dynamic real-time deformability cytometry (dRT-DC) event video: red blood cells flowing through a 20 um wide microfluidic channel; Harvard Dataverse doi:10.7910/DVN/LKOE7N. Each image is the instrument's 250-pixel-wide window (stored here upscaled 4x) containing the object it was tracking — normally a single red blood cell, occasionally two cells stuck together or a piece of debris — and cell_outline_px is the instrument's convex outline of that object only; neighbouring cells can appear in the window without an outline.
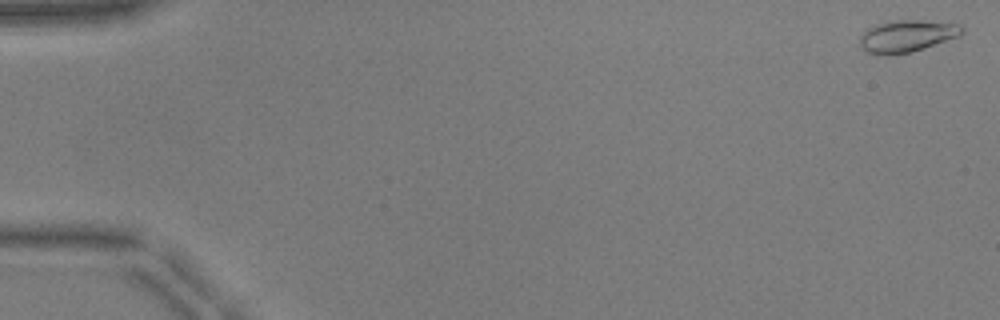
{"species": "common noctule bat (a hibernating species)", "species_latin": "Nyctalus noctula", "temperature_condition": "warm", "stored_images_in_passage": 52, "camera_frame_rate_fps": 3000, "um_per_image_px": 0.085, "animal": {"sex": "male", "body_mass_g": 17.9, "forearm_length_mm": 54.2}, "frame": {"image": 1, "passage_image": 1, "time_ms": 0.0, "image_size_px": [1000, 320], "cell_outline_px": [[964, 32], [960, 36], [912, 52], [880, 56], [876, 56], [868, 52], [860, 44], [860, 36], [868, 28], [876, 24], [892, 20], [920, 20], [960, 24], [964, 28]], "centroid_in_image_um": [77.1, 3.07], "position_along_channel_um": 7.9, "area_um2": 19.19}}
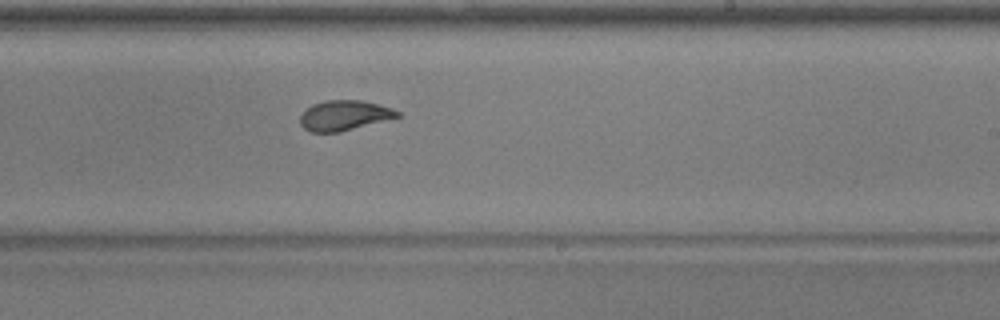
{"frame": {"image": 2, "passage_image": 32, "time_ms": 10.333, "image_size_px": [1000, 320], "cell_outline_px": [[400, 116], [340, 132], [312, 132], [304, 128], [300, 124], [300, 116], [312, 104], [324, 100], [360, 100], [380, 104], [392, 108], [400, 112]], "centroid_in_image_um": [29.26, 9.8], "position_along_channel_um": 259.7, "area_um2": 16.94}}
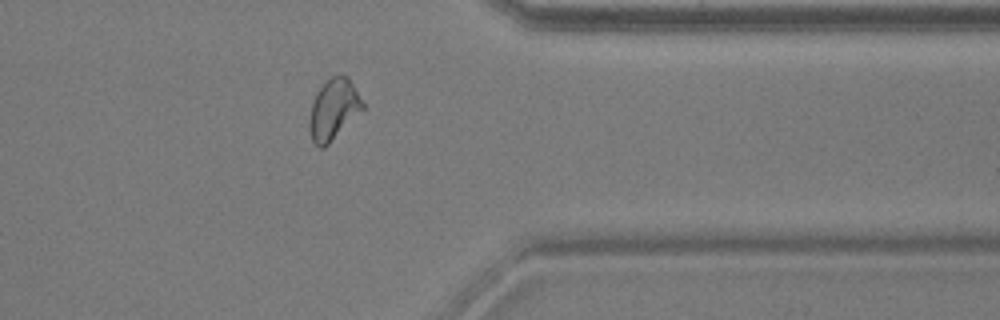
{"frame": {"image": 3, "passage_image": 42, "time_ms": 13.667, "image_size_px": [1000, 320], "cell_outline_px": [[364, 108], [324, 148], [320, 148], [312, 140], [308, 128], [308, 120], [312, 104], [316, 92], [332, 76], [348, 76], [364, 104]], "centroid_in_image_um": [28.33, 9.31], "position_along_channel_um": 383.1, "area_um2": 18.5}, "authors_computed_cell_mechanics": {"area_um2": 17.8313, "velocity_mm_per_s": 3.9366, "shape_relaxation_time_tau1_ms": 5.2932, "shape_relaxation_time_tau2_ms": 0.9724, "deformation_change_tau1": 0.1903, "deformation_change_tau2": 0.0667}}